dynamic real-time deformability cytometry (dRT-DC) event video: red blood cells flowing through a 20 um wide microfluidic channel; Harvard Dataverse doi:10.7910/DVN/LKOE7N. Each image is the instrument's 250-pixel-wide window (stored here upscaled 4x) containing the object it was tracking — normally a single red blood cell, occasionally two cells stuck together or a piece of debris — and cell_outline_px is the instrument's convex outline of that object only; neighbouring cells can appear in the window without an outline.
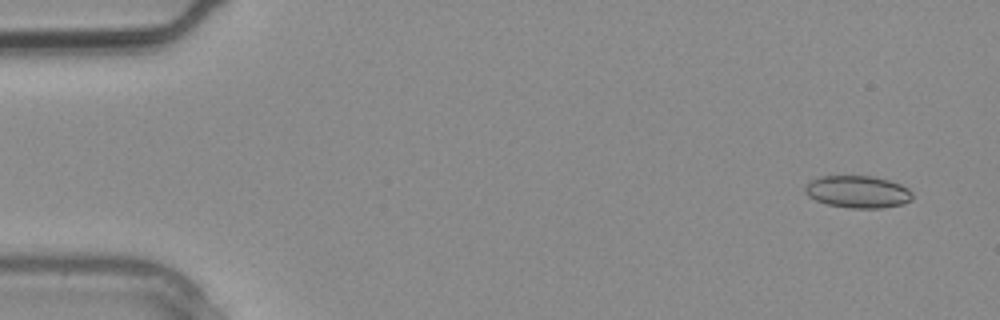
{"species": "common noctule bat (a hibernating species)", "species_latin": "Nyctalus noctula", "temperature_condition": "warm", "stored_images_in_passage": 4, "camera_frame_rate_fps": 3000, "um_per_image_px": 0.085, "animal": {"sex": "male", "body_mass_g": 20.4}, "frame": {"image": 1, "passage_image": 1, "time_ms": 0.0, "image_size_px": [1000, 320], "cell_outline_px": [[912, 200], [904, 204], [880, 208], [848, 208], [828, 204], [816, 200], [808, 196], [804, 192], [804, 184], [808, 180], [820, 176], [872, 176], [888, 180], [900, 184], [908, 188], [912, 192]], "centroid_in_image_um": [72.88, 16.3], "position_along_channel_um": 12.1, "area_um2": 20.4}}
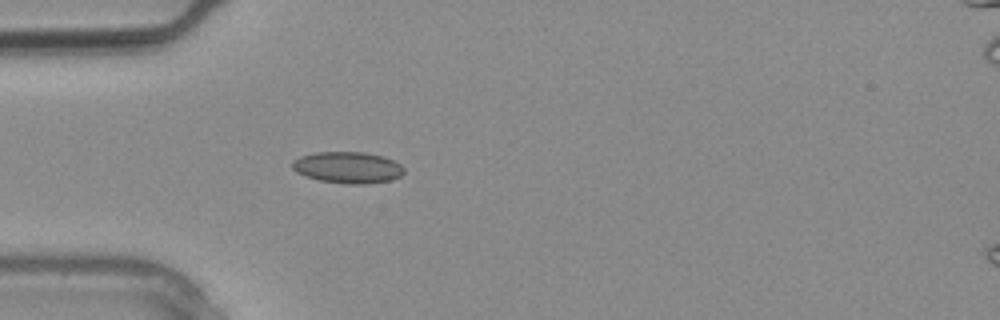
{"frame": {"image": 2, "passage_image": 3, "time_ms": 0.667, "image_size_px": [1000, 320], "cell_outline_px": [[404, 172], [400, 176], [392, 180], [364, 184], [348, 184], [320, 180], [304, 176], [296, 172], [292, 168], [292, 160], [300, 156], [316, 152], [364, 152], [384, 156], [400, 164], [404, 168]], "centroid_in_image_um": [29.55, 14.23], "position_along_channel_um": 55.5, "area_um2": 20.58}}